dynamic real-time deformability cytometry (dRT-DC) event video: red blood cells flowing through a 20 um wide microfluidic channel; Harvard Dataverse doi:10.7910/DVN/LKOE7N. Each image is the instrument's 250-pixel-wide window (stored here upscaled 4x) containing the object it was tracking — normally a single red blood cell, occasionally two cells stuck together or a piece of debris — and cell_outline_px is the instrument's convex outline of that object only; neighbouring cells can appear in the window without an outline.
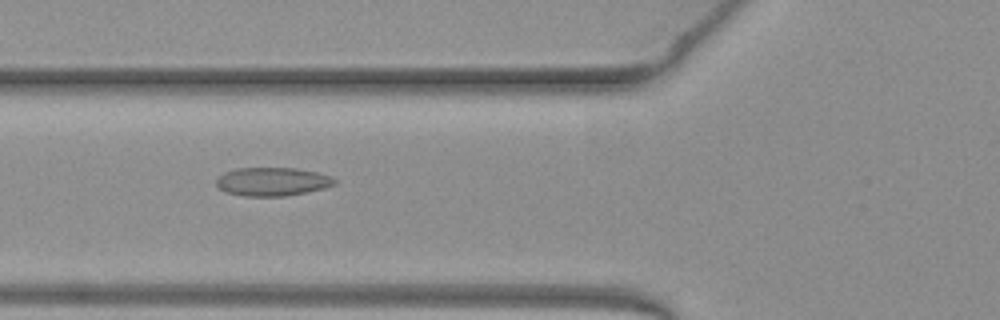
{"species": "common noctule bat (a hibernating species)", "species_latin": "Nyctalus noctula", "temperature_condition": "warm", "stored_images_in_passage": 52, "camera_frame_rate_fps": 3000, "um_per_image_px": 0.085, "animal": {"sex": "female", "body_mass_g": 19.3, "forearm_length_mm": 54.1}, "frame": {"image": 1, "passage_image": 20, "time_ms": 6.333, "image_size_px": [1000, 320], "cell_outline_px": [[336, 184], [324, 188], [284, 196], [244, 196], [228, 192], [220, 188], [216, 184], [216, 180], [224, 172], [236, 168], [296, 168], [316, 172], [328, 176], [336, 180]], "centroid_in_image_um": [23.13, 15.43], "position_along_channel_um": 102.7, "area_um2": 19.36}}
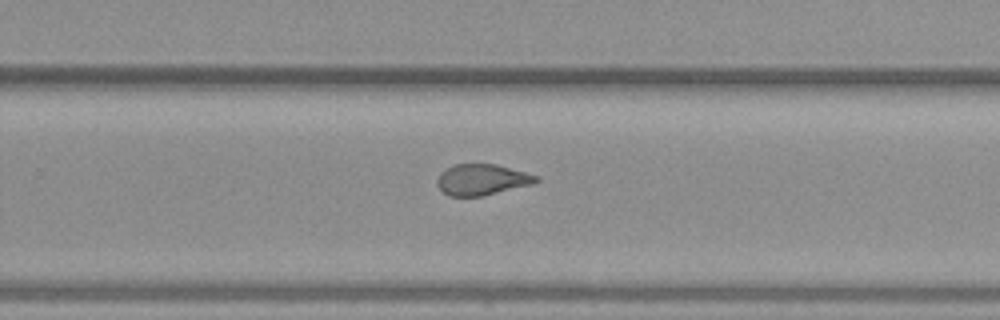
{"frame": {"image": 2, "passage_image": 34, "time_ms": 11.0, "image_size_px": [1000, 320], "cell_outline_px": [[540, 180], [532, 184], [480, 196], [448, 196], [436, 184], [436, 180], [440, 172], [452, 164], [496, 164], [524, 172], [536, 176]], "centroid_in_image_um": [40.9, 15.26], "position_along_channel_um": 288.9, "area_um2": 17.69}}
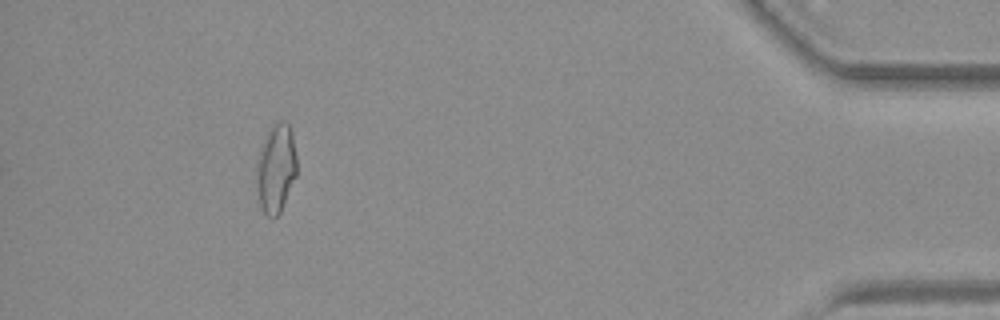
{"frame": {"image": 3, "passage_image": 48, "time_ms": 15.667, "image_size_px": [1000, 320], "cell_outline_px": [[296, 176], [280, 212], [272, 220], [264, 212], [260, 204], [256, 180], [256, 168], [260, 148], [272, 124], [280, 120], [284, 120], [288, 124], [292, 132], [296, 156]], "centroid_in_image_um": [23.46, 14.3], "position_along_channel_um": 411.7, "area_um2": 20.69}, "authors_computed_cell_mechanics": {"area_um2": 19.363, "velocity_mm_per_s": 3.9937, "shape_relaxation_time_tau1_ms": null, "shape_relaxation_time_tau2_ms": 1.3136, "deformation_change_tau1": null, "deformation_change_tau2": 0.0788}}